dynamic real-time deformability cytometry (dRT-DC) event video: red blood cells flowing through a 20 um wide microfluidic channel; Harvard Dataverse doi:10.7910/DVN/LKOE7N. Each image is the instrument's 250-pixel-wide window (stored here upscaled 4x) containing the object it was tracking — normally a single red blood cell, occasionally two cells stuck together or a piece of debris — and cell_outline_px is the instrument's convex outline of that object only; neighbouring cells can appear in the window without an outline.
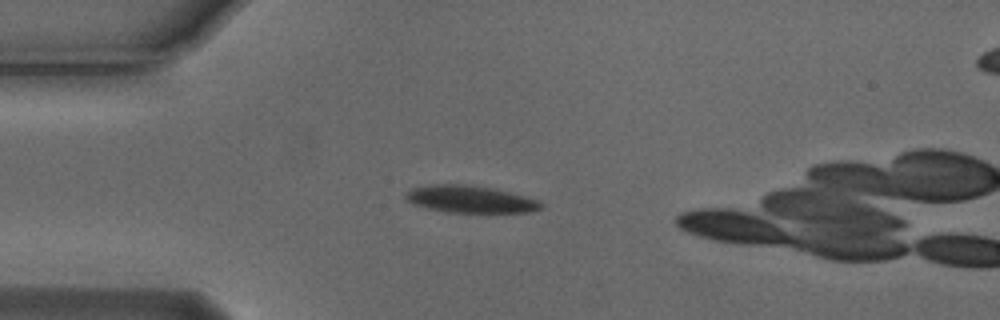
{"species": "Egyptian fruit bat (a non-hibernating species)", "species_latin": "Rousettus aegyptiacus", "temperature_condition": "cold", "stored_images_in_passage": 8, "camera_frame_rate_fps": 3000, "um_per_image_px": 0.085, "animal": {"sex": "male"}, "frame": {"image": 1, "passage_image": 3, "time_ms": 0.667, "image_size_px": [1000, 320], "cell_outline_px": [[544, 208], [528, 212], [444, 212], [412, 204], [404, 196], [404, 192], [412, 188], [428, 184], [464, 184], [492, 188], [524, 196], [536, 200], [544, 204]], "centroid_in_image_um": [39.92, 16.93], "position_along_channel_um": 45.1, "area_um2": 21.39}}
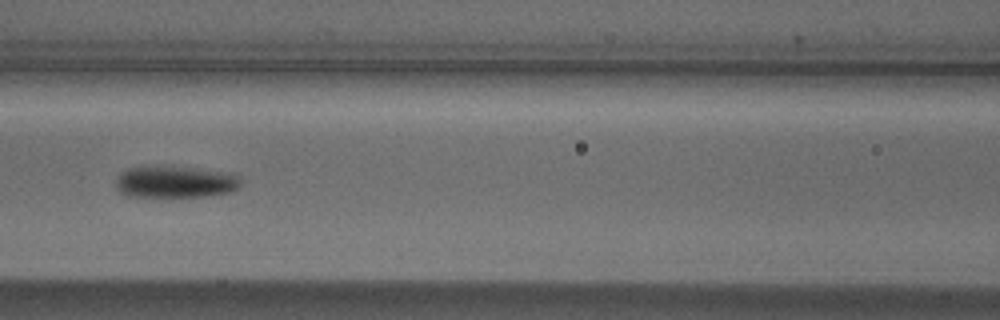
{"frame": {"image": 2, "passage_image": 6, "time_ms": 1.667, "image_size_px": [1000, 320], "cell_outline_px": [[240, 184], [236, 188], [228, 192], [204, 196], [128, 196], [120, 192], [116, 184], [116, 180], [120, 172], [128, 168], [196, 168], [220, 172], [240, 176]], "centroid_in_image_um": [14.87, 15.48], "position_along_channel_um": 151.7, "area_um2": 22.2}}
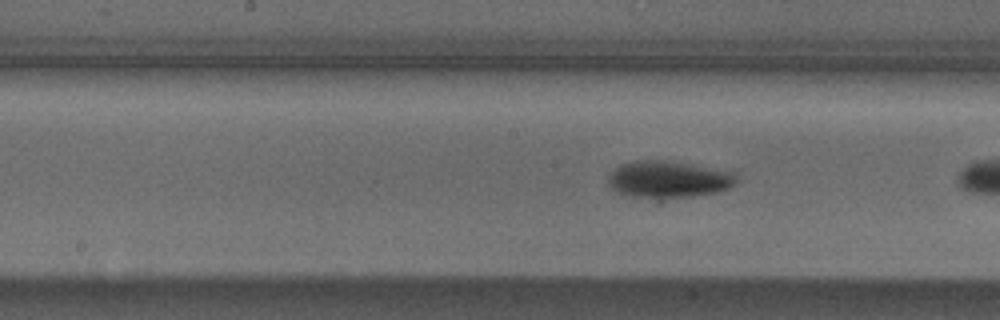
{"frame": {"image": 3, "passage_image": 8, "time_ms": 2.333, "image_size_px": [1000, 320], "cell_outline_px": [[736, 184], [728, 188], [716, 192], [660, 204], [656, 204], [620, 192], [612, 188], [608, 184], [608, 176], [620, 164], [636, 160], [664, 160], [736, 172]], "centroid_in_image_um": [56.8, 15.33], "position_along_channel_um": 191.4, "area_um2": 28.9}}